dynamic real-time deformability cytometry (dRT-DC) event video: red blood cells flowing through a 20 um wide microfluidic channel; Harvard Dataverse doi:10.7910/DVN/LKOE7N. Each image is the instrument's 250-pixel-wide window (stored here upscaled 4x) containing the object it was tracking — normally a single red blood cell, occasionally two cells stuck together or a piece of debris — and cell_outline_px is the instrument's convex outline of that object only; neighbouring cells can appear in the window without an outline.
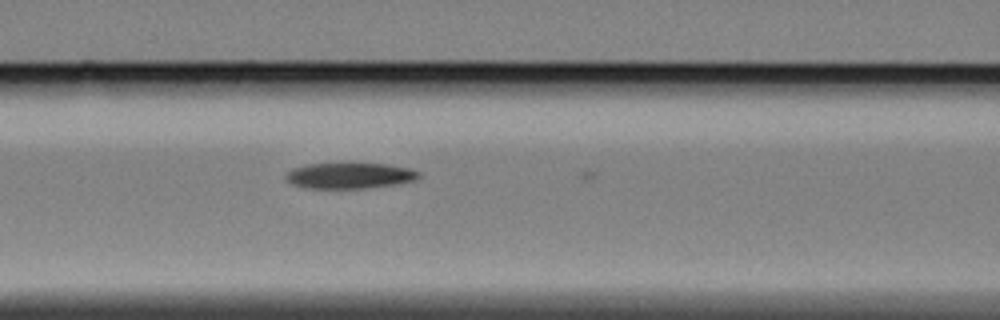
{"species": "Egyptian fruit bat (a non-hibernating species)", "species_latin": "Rousettus aegyptiacus", "temperature_condition": "cold", "stored_images_in_passage": 8, "camera_frame_rate_fps": 3000, "um_per_image_px": 0.085, "animal": {"sex": "female"}, "frame": {"image": 1, "passage_image": 6, "time_ms": 1.667, "image_size_px": [1000, 320], "cell_outline_px": [[420, 176], [412, 180], [396, 184], [364, 188], [308, 188], [292, 184], [284, 180], [284, 172], [292, 168], [308, 164], [388, 164], [408, 168], [420, 172]], "centroid_in_image_um": [29.64, 14.93], "position_along_channel_um": 137.0, "area_um2": 19.88}}